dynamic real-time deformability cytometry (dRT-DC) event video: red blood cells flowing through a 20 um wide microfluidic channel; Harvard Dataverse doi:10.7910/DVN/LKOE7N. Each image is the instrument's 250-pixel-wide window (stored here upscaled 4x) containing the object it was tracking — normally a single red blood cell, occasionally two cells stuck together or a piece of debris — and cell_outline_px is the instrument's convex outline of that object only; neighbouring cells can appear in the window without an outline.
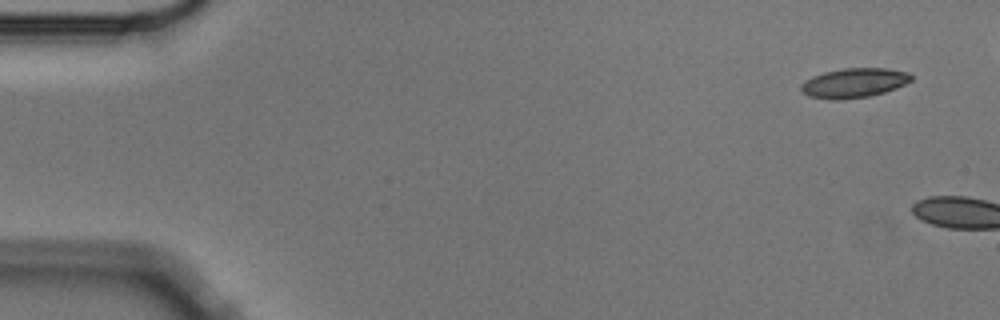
{"species": "Egyptian fruit bat (a non-hibernating species)", "species_latin": "Rousettus aegyptiacus", "temperature_condition": "cold", "stored_images_in_passage": 2, "camera_frame_rate_fps": 3000, "um_per_image_px": 0.085, "animal": {"sex": "male"}, "frame": {"image": 1, "passage_image": 1, "time_ms": 0.0, "image_size_px": [1000, 320], "cell_outline_px": [[912, 80], [896, 88], [884, 92], [868, 96], [840, 100], [828, 100], [808, 96], [800, 88], [800, 84], [804, 80], [812, 76], [824, 72], [844, 68], [888, 68], [908, 72], [912, 76]], "centroid_in_image_um": [72.56, 7.05], "position_along_channel_um": 12.4, "area_um2": 19.07}}